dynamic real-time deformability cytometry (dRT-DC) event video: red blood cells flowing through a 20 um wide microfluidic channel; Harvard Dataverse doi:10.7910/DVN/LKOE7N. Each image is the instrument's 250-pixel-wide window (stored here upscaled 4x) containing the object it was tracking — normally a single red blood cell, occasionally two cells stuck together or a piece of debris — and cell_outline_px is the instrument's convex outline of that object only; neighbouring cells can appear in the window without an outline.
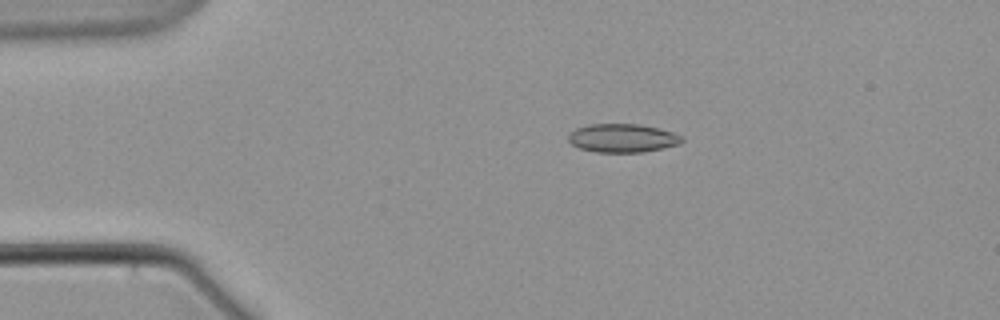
{"species": "common noctule bat (a hibernating species)", "species_latin": "Nyctalus noctula", "temperature_condition": "warm", "stored_images_in_passage": 6, "camera_frame_rate_fps": 3000, "um_per_image_px": 0.085, "animal": {"sex": "male", "body_mass_g": 21.5, "forearm_length_mm": 52.0}, "frame": {"image": 1, "passage_image": 4, "time_ms": 3.667, "image_size_px": [1000, 320], "cell_outline_px": [[684, 140], [680, 144], [644, 152], [596, 152], [580, 148], [572, 144], [568, 140], [568, 136], [576, 128], [588, 124], [640, 124], [672, 132], [684, 136]], "centroid_in_image_um": [52.93, 11.74], "position_along_channel_um": 32.1, "area_um2": 18.84}}